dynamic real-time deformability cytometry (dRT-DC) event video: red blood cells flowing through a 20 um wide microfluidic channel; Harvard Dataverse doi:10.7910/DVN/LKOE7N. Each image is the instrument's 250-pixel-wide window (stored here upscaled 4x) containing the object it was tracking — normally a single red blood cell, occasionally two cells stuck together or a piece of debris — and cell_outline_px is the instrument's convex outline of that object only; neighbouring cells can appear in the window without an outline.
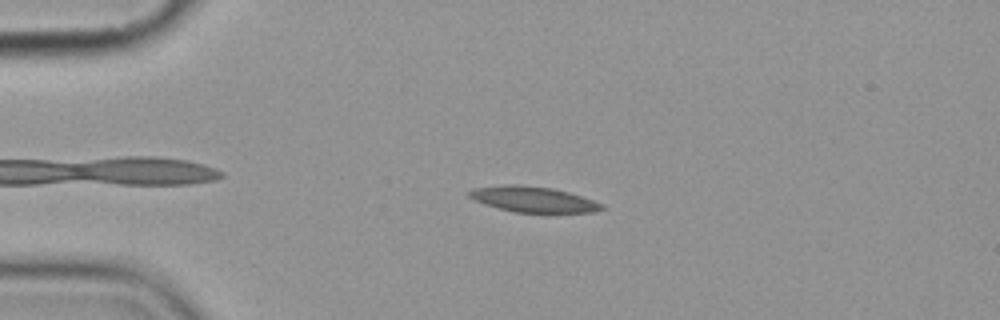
{"species": "common noctule bat (a hibernating species)", "species_latin": "Nyctalus noctula", "temperature_condition": "cold", "stored_images_in_passage": 4, "camera_frame_rate_fps": 3000, "um_per_image_px": 0.085, "animal": {"sex": "female", "body_mass_g": 19.9}, "frame": {"image": 1, "passage_image": 3, "time_ms": 2.333, "image_size_px": [1000, 320], "cell_outline_px": [[604, 208], [592, 212], [512, 212], [496, 208], [476, 200], [468, 196], [468, 192], [472, 188], [512, 184], [552, 188], [568, 192], [604, 204]], "centroid_in_image_um": [45.29, 16.94], "position_along_channel_um": 39.7, "area_um2": 19.48}}